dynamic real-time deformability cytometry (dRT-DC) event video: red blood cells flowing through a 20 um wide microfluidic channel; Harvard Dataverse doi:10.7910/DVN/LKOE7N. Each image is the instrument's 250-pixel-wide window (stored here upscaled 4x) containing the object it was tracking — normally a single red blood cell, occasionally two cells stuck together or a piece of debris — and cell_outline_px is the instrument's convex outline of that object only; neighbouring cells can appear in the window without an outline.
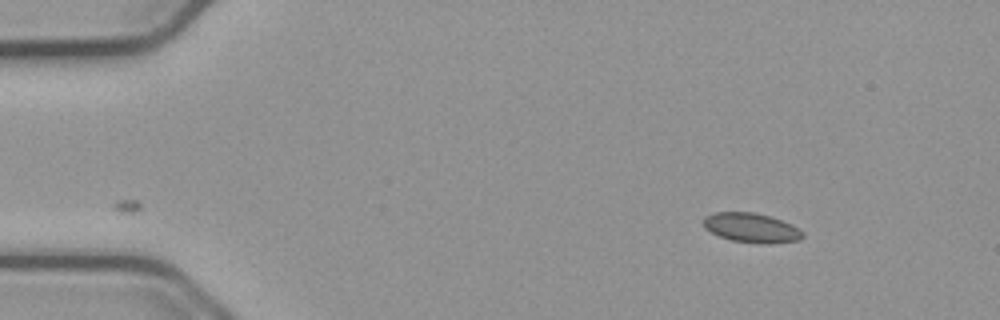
{"species": "common noctule bat (a hibernating species)", "species_latin": "Nyctalus noctula", "temperature_condition": "cold", "stored_images_in_passage": 49, "camera_frame_rate_fps": 3000, "um_per_image_px": 0.085, "animal": {"sex": "male", "body_mass_g": 23.1, "forearm_length_mm": 52.7}, "frame": {"image": 1, "passage_image": 1, "time_ms": 0.0, "image_size_px": [1000, 320], "cell_outline_px": [[804, 236], [800, 240], [764, 244], [732, 240], [720, 236], [704, 228], [704, 216], [712, 212], [756, 212], [792, 224], [800, 228], [804, 232]], "centroid_in_image_um": [63.89, 19.35], "position_along_channel_um": 21.1, "area_um2": 17.05}}
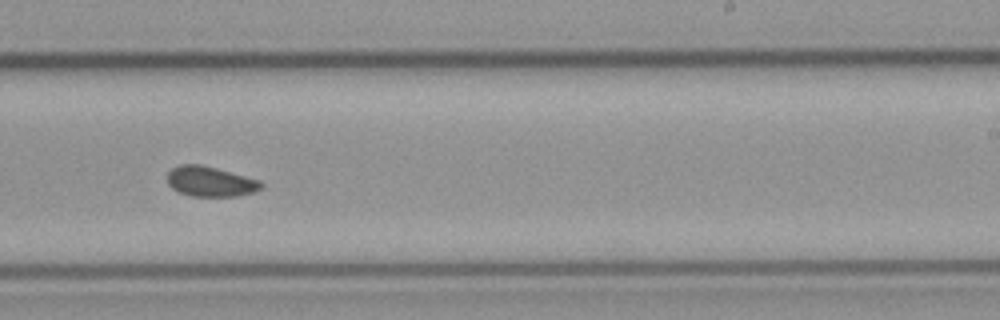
{"frame": {"image": 2, "passage_image": 28, "time_ms": 9.0, "image_size_px": [1000, 320], "cell_outline_px": [[264, 188], [252, 192], [236, 196], [192, 196], [180, 192], [172, 188], [168, 184], [168, 172], [172, 168], [180, 164], [200, 164], [216, 168], [260, 180], [264, 184]], "centroid_in_image_um": [17.89, 15.42], "position_along_channel_um": 271.1, "area_um2": 16.42}}
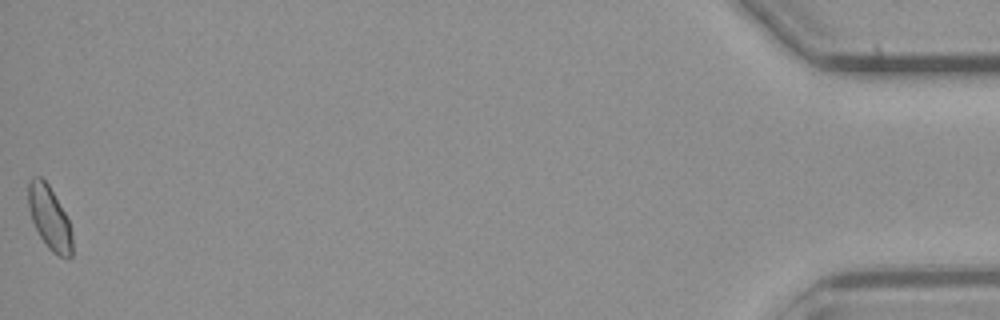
{"frame": {"image": 3, "passage_image": 49, "time_ms": 16.0, "image_size_px": [1000, 320], "cell_outline_px": [[72, 256], [68, 260], [52, 252], [48, 248], [40, 236], [32, 220], [28, 208], [28, 180], [32, 176], [40, 176], [48, 184], [64, 212], [68, 220], [72, 232]], "centroid_in_image_um": [4.2, 18.52], "position_along_channel_um": 431.0, "area_um2": 16.24}}